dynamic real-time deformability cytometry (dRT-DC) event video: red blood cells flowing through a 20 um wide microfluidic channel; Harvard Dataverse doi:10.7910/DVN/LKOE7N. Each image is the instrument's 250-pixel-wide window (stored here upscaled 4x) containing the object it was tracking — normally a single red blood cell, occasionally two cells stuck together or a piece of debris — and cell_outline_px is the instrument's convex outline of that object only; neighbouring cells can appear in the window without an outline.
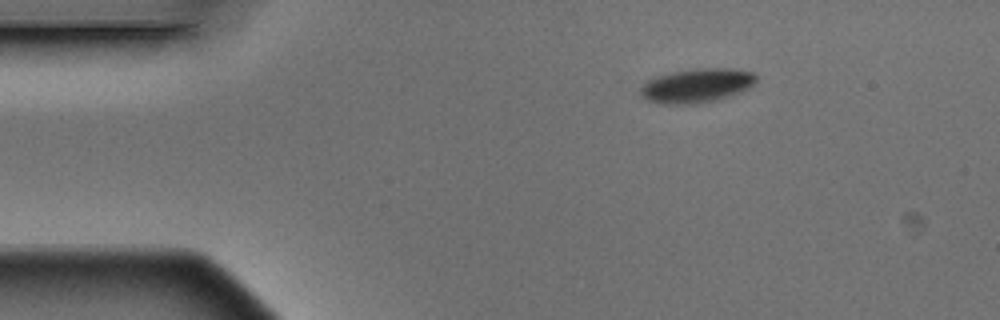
{"species": "Egyptian fruit bat (a non-hibernating species)", "species_latin": "Rousettus aegyptiacus", "temperature_condition": "warm", "stored_images_in_passage": 3, "camera_frame_rate_fps": 3000, "um_per_image_px": 0.085, "animal": {"sex": "male"}, "frame": {"image": 1, "passage_image": 1, "time_ms": 0.0, "image_size_px": [1000, 320], "cell_outline_px": [[756, 80], [748, 88], [740, 92], [716, 100], [692, 104], [664, 104], [648, 100], [640, 96], [640, 88], [648, 80], [656, 76], [672, 72], [696, 68], [732, 68], [756, 72]], "centroid_in_image_um": [59.22, 7.26], "position_along_channel_um": 25.8, "area_um2": 23.0}}
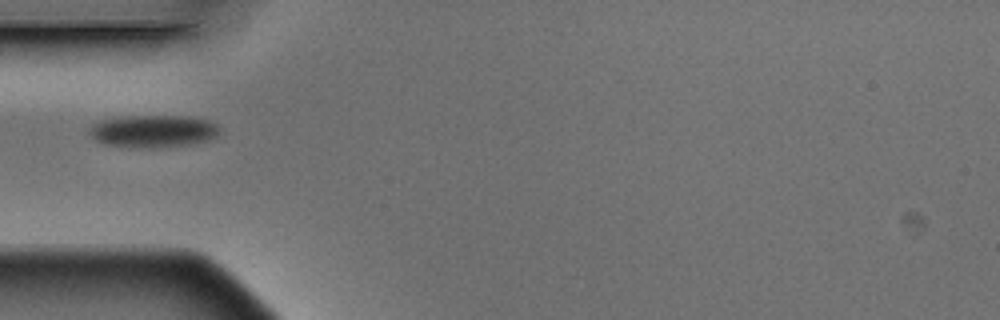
{"frame": {"image": 2, "passage_image": 3, "time_ms": 0.667, "image_size_px": [1000, 320], "cell_outline_px": [[220, 128], [216, 136], [208, 140], [188, 144], [152, 148], [132, 148], [104, 144], [96, 140], [88, 132], [88, 128], [100, 120], [120, 116], [188, 116], [208, 120], [216, 124]], "centroid_in_image_um": [12.98, 11.15], "position_along_channel_um": 72.0, "area_um2": 24.74}}